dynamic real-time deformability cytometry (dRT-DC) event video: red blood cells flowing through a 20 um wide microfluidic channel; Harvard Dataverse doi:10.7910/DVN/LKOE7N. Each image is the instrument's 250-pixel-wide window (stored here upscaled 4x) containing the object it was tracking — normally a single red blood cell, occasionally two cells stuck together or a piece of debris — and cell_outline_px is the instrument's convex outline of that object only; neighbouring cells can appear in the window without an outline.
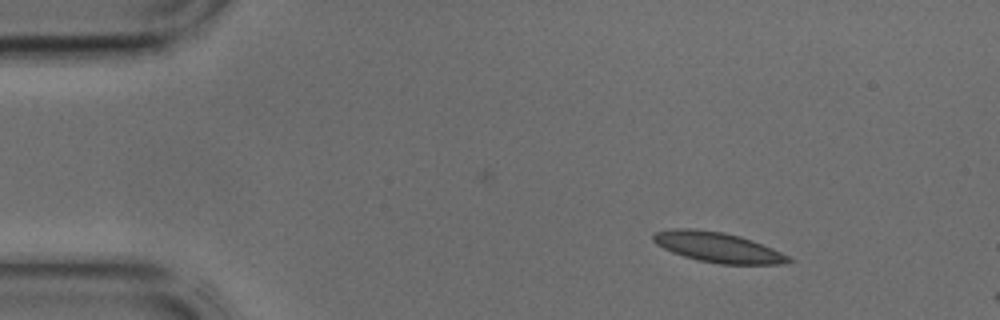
{"species": "common noctule bat (a hibernating species)", "species_latin": "Nyctalus noctula", "temperature_condition": "cold", "stored_images_in_passage": 7, "camera_frame_rate_fps": 3000, "um_per_image_px": 0.085, "animal": {"sex": "male", "body_mass_g": 17.9, "forearm_length_mm": 54.2}, "frame": {"image": 1, "passage_image": 1, "time_ms": 0.0, "image_size_px": [1000, 320], "cell_outline_px": [[796, 260], [784, 264], [720, 264], [696, 260], [672, 252], [656, 244], [652, 240], [652, 236], [656, 232], [672, 228], [692, 228], [724, 232], [740, 236], [752, 240], [772, 248]], "centroid_in_image_um": [61.01, 21.02], "position_along_channel_um": 24.0, "area_um2": 23.81}}